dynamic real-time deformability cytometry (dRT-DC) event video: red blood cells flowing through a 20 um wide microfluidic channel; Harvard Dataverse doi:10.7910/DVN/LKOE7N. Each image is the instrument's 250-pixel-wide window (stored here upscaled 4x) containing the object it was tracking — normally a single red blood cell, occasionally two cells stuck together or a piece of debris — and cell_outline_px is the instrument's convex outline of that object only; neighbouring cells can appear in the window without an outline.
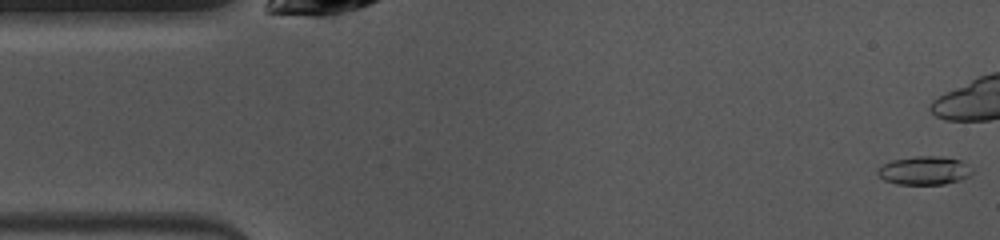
{"species": "common noctule bat (a hibernating species)", "species_latin": "Nyctalus noctula", "temperature_condition": "warm", "stored_images_in_passage": 13, "camera_frame_rate_fps": 3000, "um_per_image_px": 0.085, "animal": {"sex": "female", "body_mass_g": 10.0, "forearm_length_mm": 53.1}, "frame": {"image": 1, "passage_image": 1, "time_ms": 0.0, "image_size_px": [1000, 240], "cell_outline_px": [[972, 172], [968, 176], [960, 180], [944, 184], [896, 184], [884, 180], [876, 172], [876, 168], [892, 160], [916, 156], [940, 156], [960, 160]], "centroid_in_image_um": [78.5, 14.5], "position_along_channel_um": 6.5, "area_um2": 15.49}}